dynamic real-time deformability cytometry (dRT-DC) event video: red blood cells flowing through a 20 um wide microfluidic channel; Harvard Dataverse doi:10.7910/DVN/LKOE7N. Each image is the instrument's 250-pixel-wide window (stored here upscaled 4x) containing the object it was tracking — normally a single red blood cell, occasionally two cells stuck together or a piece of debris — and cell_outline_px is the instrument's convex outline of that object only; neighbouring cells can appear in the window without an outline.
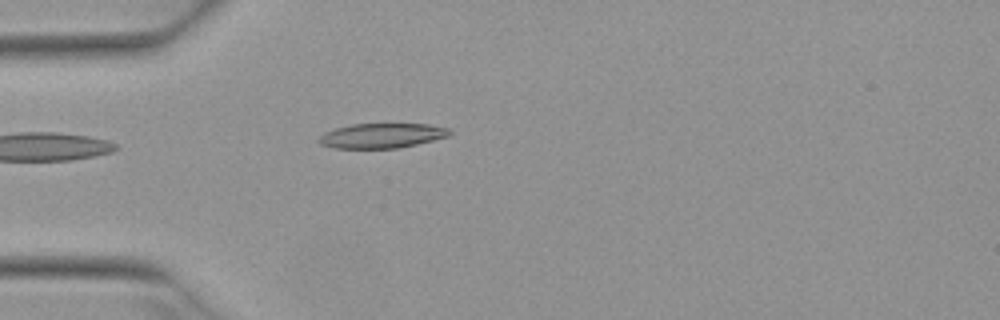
{"species": "Egyptian fruit bat (a non-hibernating species)", "species_latin": "Rousettus aegyptiacus", "temperature_condition": "warm", "stored_images_in_passage": 4, "camera_frame_rate_fps": 3000, "um_per_image_px": 0.085, "animal": {"sex": "female"}, "frame": {"image": 1, "passage_image": 4, "time_ms": 1.0, "image_size_px": [1000, 320], "cell_outline_px": [[452, 132], [448, 136], [400, 148], [332, 148], [320, 144], [316, 140], [324, 132], [336, 128], [352, 124], [428, 124], [448, 128]], "centroid_in_image_um": [32.42, 11.53], "position_along_channel_um": 52.6, "area_um2": 18.84}}